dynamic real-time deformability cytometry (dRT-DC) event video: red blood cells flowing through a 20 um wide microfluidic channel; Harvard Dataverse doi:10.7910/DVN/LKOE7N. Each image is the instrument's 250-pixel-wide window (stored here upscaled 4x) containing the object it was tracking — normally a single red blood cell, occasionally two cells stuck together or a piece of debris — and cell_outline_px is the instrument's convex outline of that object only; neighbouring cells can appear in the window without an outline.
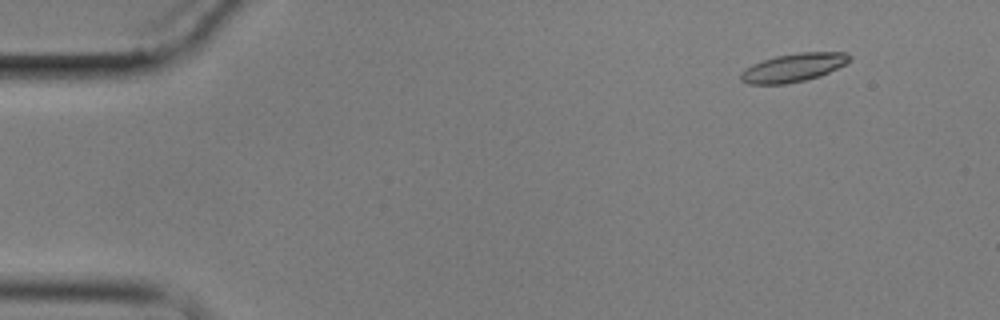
{"species": "common noctule bat (a hibernating species)", "species_latin": "Nyctalus noctula", "temperature_condition": "cold", "stored_images_in_passage": 4, "camera_frame_rate_fps": 3000, "um_per_image_px": 0.085, "animal": {"sex": "male", "body_mass_g": 17.9}, "frame": {"image": 1, "passage_image": 1, "time_ms": 0.0, "image_size_px": [1000, 320], "cell_outline_px": [[852, 60], [820, 76], [804, 80], [784, 84], [748, 84], [740, 80], [740, 72], [752, 64], [776, 56], [800, 52], [848, 52], [852, 56]], "centroid_in_image_um": [67.44, 5.74], "position_along_channel_um": 17.6, "area_um2": 17.92}}
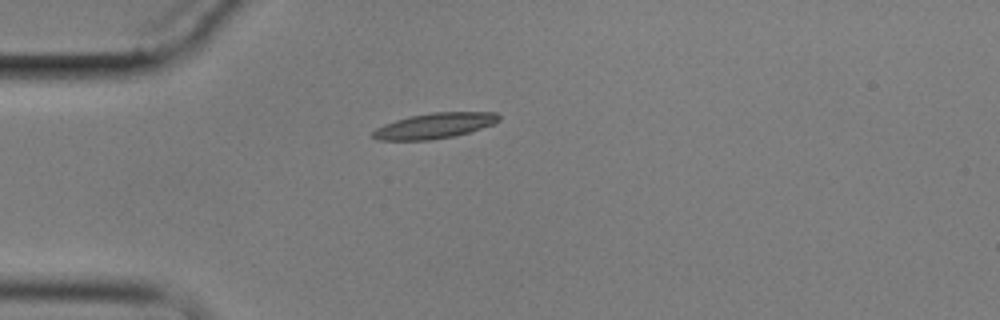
{"frame": {"image": 2, "passage_image": 4, "time_ms": 3.333, "image_size_px": [1000, 320], "cell_outline_px": [[500, 120], [492, 124], [468, 132], [452, 136], [428, 140], [380, 140], [372, 136], [372, 132], [376, 128], [384, 124], [408, 116], [432, 112], [496, 112], [500, 116]], "centroid_in_image_um": [36.92, 10.67], "position_along_channel_um": 48.1, "area_um2": 18.5}}